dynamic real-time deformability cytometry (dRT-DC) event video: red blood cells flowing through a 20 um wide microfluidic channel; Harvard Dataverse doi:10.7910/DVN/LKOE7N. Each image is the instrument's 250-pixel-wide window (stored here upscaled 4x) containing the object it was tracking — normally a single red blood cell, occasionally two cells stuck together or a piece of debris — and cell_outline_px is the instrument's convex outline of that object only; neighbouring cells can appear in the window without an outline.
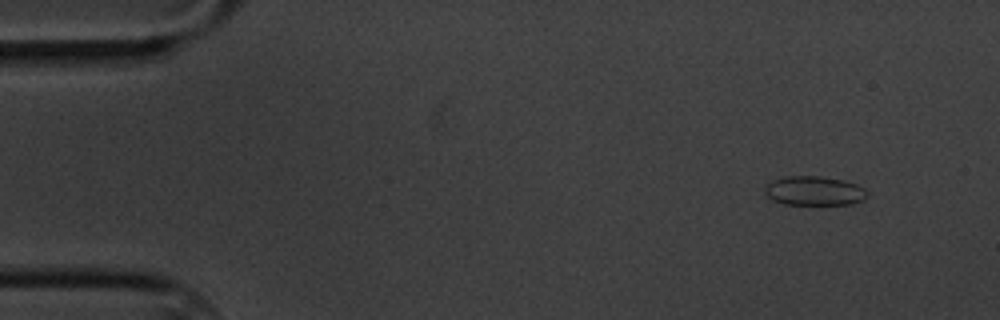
{"species": "common noctule bat (a hibernating species)", "species_latin": "Nyctalus noctula", "temperature_condition": "cold", "stored_images_in_passage": 8, "camera_frame_rate_fps": 3000, "um_per_image_px": 0.085, "animal": {"sex": "male", "body_mass_g": 20.1, "forearm_length_mm": 53.5}, "frame": {"image": 1, "passage_image": 1, "time_ms": 0.0, "image_size_px": [1000, 320], "cell_outline_px": [[868, 196], [864, 200], [852, 204], [784, 204], [772, 200], [764, 196], [764, 188], [772, 180], [784, 176], [820, 176], [844, 180], [856, 184], [864, 188], [868, 192]], "centroid_in_image_um": [69.2, 16.22], "position_along_channel_um": 15.8, "area_um2": 17.69}}
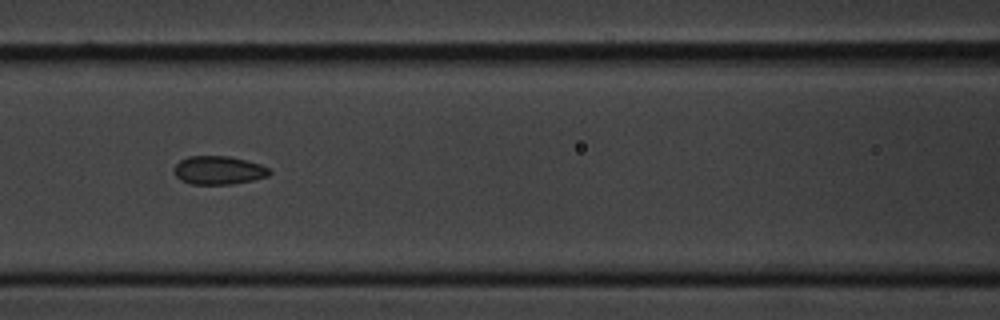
{"frame": {"image": 2, "passage_image": 6, "time_ms": 6.667, "image_size_px": [1000, 320], "cell_outline_px": [[272, 172], [268, 176], [252, 180], [232, 184], [192, 184], [180, 180], [176, 176], [176, 164], [180, 160], [188, 156], [228, 156], [260, 164], [268, 168]], "centroid_in_image_um": [18.59, 14.47], "position_along_channel_um": 148.0, "area_um2": 15.61}}
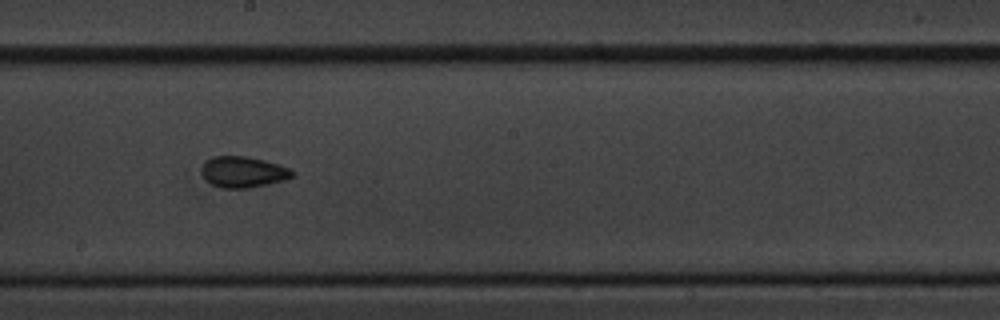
{"frame": {"image": 3, "passage_image": 8, "time_ms": 9.0, "image_size_px": [1000, 320], "cell_outline_px": [[296, 176], [284, 180], [268, 184], [248, 188], [220, 188], [204, 180], [204, 164], [212, 156], [244, 156], [264, 160], [288, 168], [296, 172]], "centroid_in_image_um": [20.71, 14.63], "position_along_channel_um": 227.5, "area_um2": 16.24}}